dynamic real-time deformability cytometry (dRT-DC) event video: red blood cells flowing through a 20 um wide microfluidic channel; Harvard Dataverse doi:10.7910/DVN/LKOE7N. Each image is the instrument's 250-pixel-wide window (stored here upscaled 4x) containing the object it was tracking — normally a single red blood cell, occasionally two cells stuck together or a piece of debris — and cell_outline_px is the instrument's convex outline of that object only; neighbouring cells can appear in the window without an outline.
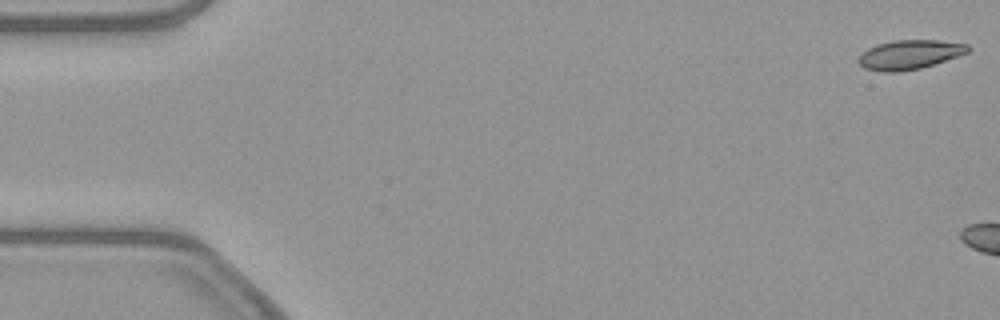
{"species": "common noctule bat (a hibernating species)", "species_latin": "Nyctalus noctula", "temperature_condition": "warm", "stored_images_in_passage": 8, "camera_frame_rate_fps": 3000, "um_per_image_px": 0.085, "animal": {"sex": "female", "body_mass_g": 21.9}, "frame": {"image": 1, "passage_image": 1, "time_ms": 0.0, "image_size_px": [1000, 320], "cell_outline_px": [[972, 48], [968, 52], [920, 68], [900, 72], [880, 72], [864, 68], [856, 60], [868, 48], [876, 44], [892, 40], [936, 40], [968, 44]], "centroid_in_image_um": [77.28, 4.64], "position_along_channel_um": 7.7, "area_um2": 18.61}}